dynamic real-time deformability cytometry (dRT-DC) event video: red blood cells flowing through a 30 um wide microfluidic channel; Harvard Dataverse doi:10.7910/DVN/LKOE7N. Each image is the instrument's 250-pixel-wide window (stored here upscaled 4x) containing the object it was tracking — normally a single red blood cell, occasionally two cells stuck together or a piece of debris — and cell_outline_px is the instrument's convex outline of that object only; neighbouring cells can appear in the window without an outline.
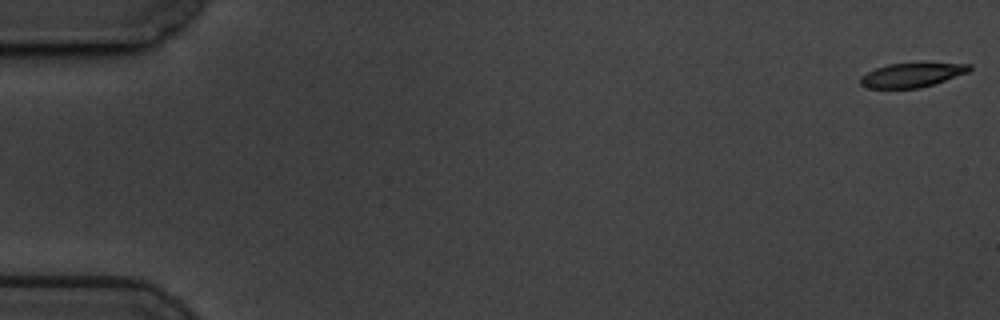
{"species": "common noctule bat (a hibernating species)", "species_latin": "Nyctalus noctula", "temperature_condition": "cold", "stored_images_in_passage": 59, "camera_frame_rate_fps": 3000, "um_per_image_px": 0.085, "animal": {"sex": "male", "body_mass_g": 19.5, "forearm_length_mm": 54.6}, "frame": {"image": 1, "passage_image": 1, "time_ms": 0.0, "image_size_px": [1000, 320], "cell_outline_px": [[972, 68], [968, 72], [920, 88], [868, 88], [860, 84], [860, 76], [876, 68], [888, 64], [924, 60], [972, 64]], "centroid_in_image_um": [77.57, 6.31], "position_along_channel_um": 7.4, "area_um2": 16.13}}
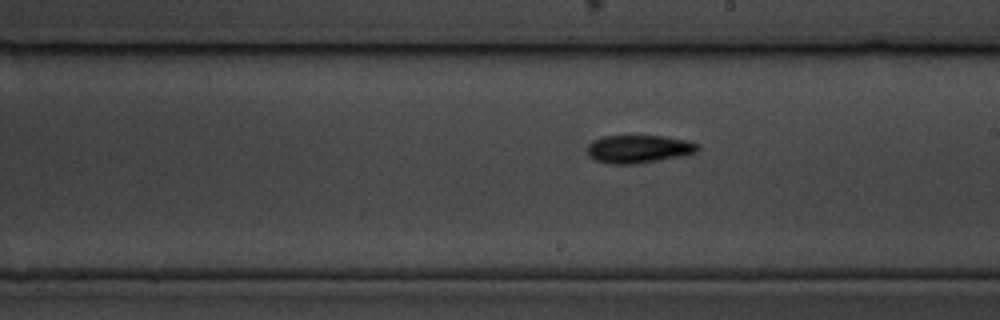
{"frame": {"image": 2, "passage_image": 34, "time_ms": 11.0, "image_size_px": [1000, 320], "cell_outline_px": [[700, 148], [696, 152], [684, 156], [636, 164], [612, 164], [596, 160], [588, 156], [588, 144], [592, 140], [604, 136], [664, 136], [688, 140], [700, 144]], "centroid_in_image_um": [54.33, 12.66], "position_along_channel_um": 234.7, "area_um2": 18.21}}
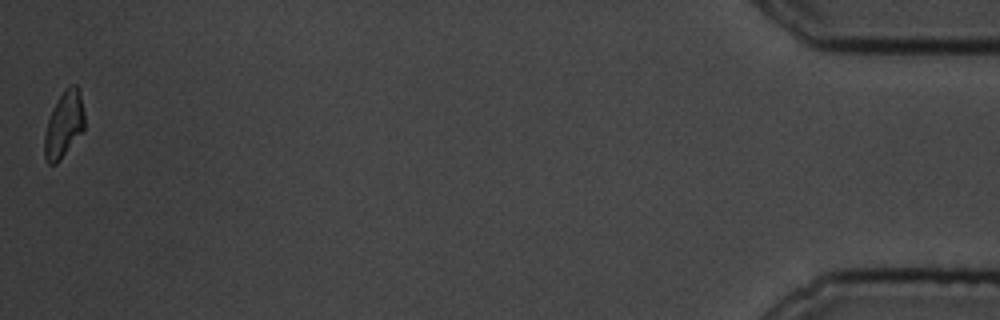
{"frame": {"image": 3, "passage_image": 59, "time_ms": 19.333, "image_size_px": [1000, 320], "cell_outline_px": [[84, 128], [60, 160], [56, 164], [48, 164], [44, 156], [44, 136], [48, 120], [52, 108], [64, 88], [68, 84], [76, 84], [80, 92], [84, 112]], "centroid_in_image_um": [5.42, 10.55], "position_along_channel_um": 429.8, "area_um2": 15.43}, "authors_computed_cell_mechanics": {"area_um2": 17.1088, "velocity_mm_per_s": 3.4249, "shape_relaxation_time_tau1_ms": 2.8661, "shape_relaxation_time_tau2_ms": 4.4249, "deformation_change_tau1": 0.1639, "deformation_change_tau2": 0.1139}}